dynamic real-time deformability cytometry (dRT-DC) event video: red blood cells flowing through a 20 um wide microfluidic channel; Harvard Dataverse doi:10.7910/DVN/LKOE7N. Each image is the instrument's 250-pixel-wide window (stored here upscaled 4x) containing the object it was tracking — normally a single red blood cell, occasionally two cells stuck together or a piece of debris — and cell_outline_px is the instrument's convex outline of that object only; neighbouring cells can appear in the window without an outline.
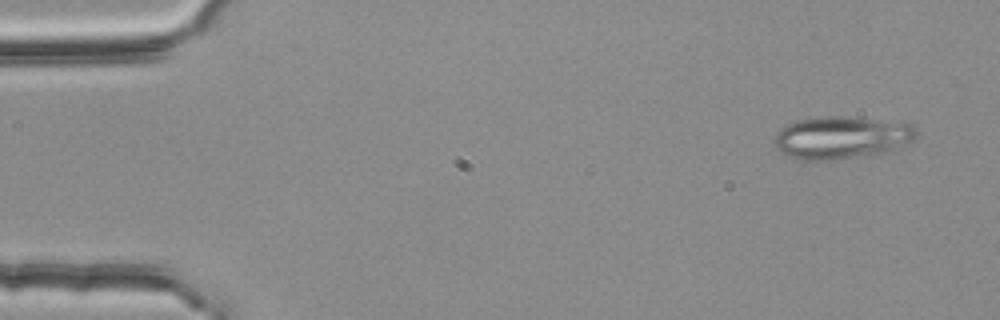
{"species": "common noctule bat (a hibernating species)", "species_latin": "Nyctalus noctula", "temperature_condition": "room temperature", "stored_images_in_passage": 53, "camera_frame_rate_fps": 3000, "um_per_image_px": 0.085, "animal": {"sex": "female", "body_mass_g": 25.1}, "frame": {"image": 1, "passage_image": 3, "time_ms": 0.667, "image_size_px": [1000, 320], "cell_outline_px": [[916, 136], [884, 152], [816, 160], [804, 160], [792, 156], [776, 148], [776, 132], [780, 128], [796, 120], [828, 116], [840, 116], [912, 124], [916, 128]], "centroid_in_image_um": [71.46, 11.65], "position_along_channel_um": 13.5, "area_um2": 33.58}}
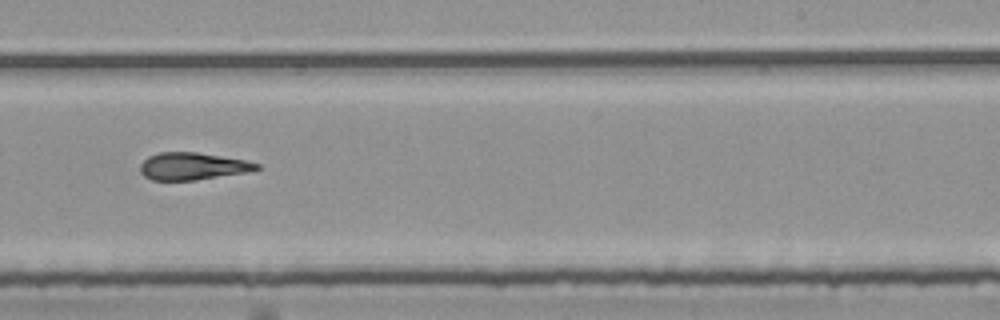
{"frame": {"image": 2, "passage_image": 33, "time_ms": 10.667, "image_size_px": [1000, 320], "cell_outline_px": [[260, 168], [248, 172], [196, 180], [152, 180], [144, 176], [140, 172], [140, 164], [148, 156], [160, 152], [196, 152], [244, 160], [260, 164]], "centroid_in_image_um": [16.35, 14.13], "position_along_channel_um": 272.7, "area_um2": 18.44}}
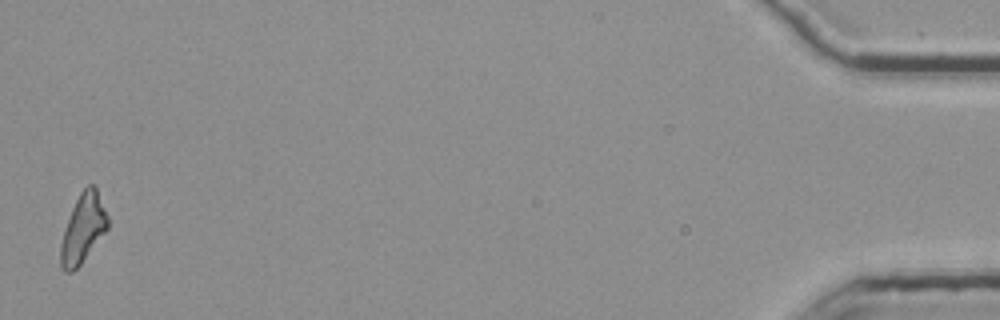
{"frame": {"image": 3, "passage_image": 53, "time_ms": 17.333, "image_size_px": [1000, 320], "cell_outline_px": [[108, 228], [80, 264], [72, 272], [64, 272], [60, 268], [60, 244], [72, 208], [80, 192], [88, 184], [92, 184], [96, 188], [108, 216]], "centroid_in_image_um": [7.04, 19.43], "position_along_channel_um": 428.2, "area_um2": 18.55}, "authors_computed_cell_mechanics": {"area_um2": 19.5364, "velocity_mm_per_s": 3.7873, "shape_relaxation_time_tau1_ms": 4.2067, "shape_relaxation_time_tau2_ms": 4.2886, "deformation_change_tau1": 0.1525, "deformation_change_tau2": 0.1425}}